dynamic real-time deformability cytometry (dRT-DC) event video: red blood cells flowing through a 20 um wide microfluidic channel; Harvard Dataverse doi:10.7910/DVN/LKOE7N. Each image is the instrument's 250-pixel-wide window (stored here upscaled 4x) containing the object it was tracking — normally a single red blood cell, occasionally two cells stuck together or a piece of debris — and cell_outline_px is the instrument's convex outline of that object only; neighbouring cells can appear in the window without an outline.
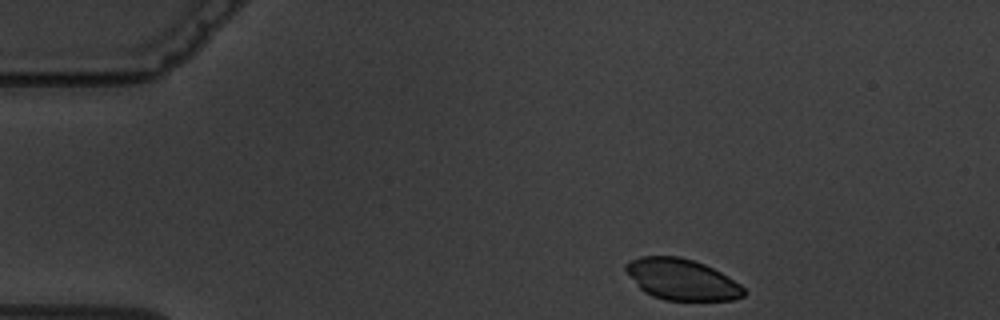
{"species": "common noctule bat (a hibernating species)", "species_latin": "Nyctalus noctula", "temperature_condition": "warm", "stored_images_in_passage": 5, "segment_of_instrument_passage": [2, 2], "camera_frame_rate_fps": 3000, "um_per_image_px": 0.085, "animal": {"sex": "male", "body_mass_g": 19.5, "forearm_length_mm": 54.6}, "frame": {"image": 1, "passage_image": 5, "time_ms": 5.667, "image_size_px": [1000, 320], "cell_outline_px": [[748, 292], [744, 296], [732, 300], [664, 300], [652, 296], [644, 292], [640, 288], [624, 268], [624, 264], [640, 256], [680, 256], [704, 264], [728, 276], [740, 284]], "centroid_in_image_um": [57.97, 23.75], "position_along_channel_um": 27.0, "area_um2": 28.21}}